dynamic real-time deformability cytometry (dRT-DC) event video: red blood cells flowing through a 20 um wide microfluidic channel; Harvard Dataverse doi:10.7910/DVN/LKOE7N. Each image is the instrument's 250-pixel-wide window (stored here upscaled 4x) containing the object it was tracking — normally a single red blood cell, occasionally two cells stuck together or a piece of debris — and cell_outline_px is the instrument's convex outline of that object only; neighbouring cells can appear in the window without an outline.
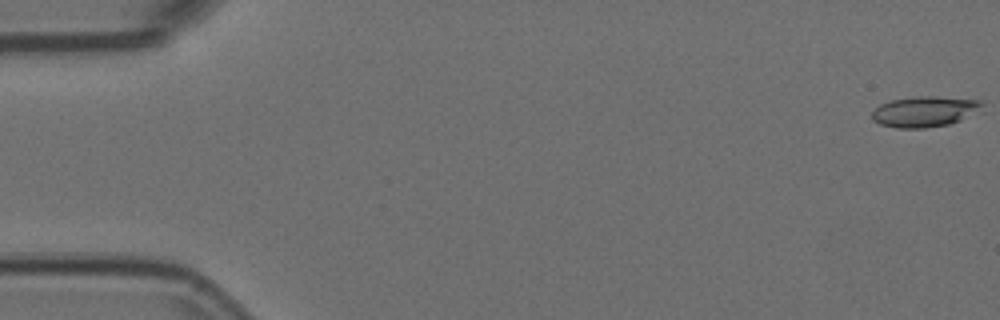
{"species": "Egyptian fruit bat (a non-hibernating species)", "species_latin": "Rousettus aegyptiacus", "temperature_condition": "room temperature", "stored_images_in_passage": 14, "camera_frame_rate_fps": 3000, "um_per_image_px": 0.085, "animal": {"sex": "female"}, "frame": {"image": 1, "passage_image": 1, "time_ms": 0.0, "image_size_px": [1000, 320], "cell_outline_px": [[984, 112], [948, 124], [924, 128], [896, 128], [880, 124], [872, 120], [872, 112], [880, 104], [892, 100], [916, 96], [936, 96], [980, 100], [984, 104]], "centroid_in_image_um": [78.67, 9.48], "position_along_channel_um": 6.3, "area_um2": 20.0}}